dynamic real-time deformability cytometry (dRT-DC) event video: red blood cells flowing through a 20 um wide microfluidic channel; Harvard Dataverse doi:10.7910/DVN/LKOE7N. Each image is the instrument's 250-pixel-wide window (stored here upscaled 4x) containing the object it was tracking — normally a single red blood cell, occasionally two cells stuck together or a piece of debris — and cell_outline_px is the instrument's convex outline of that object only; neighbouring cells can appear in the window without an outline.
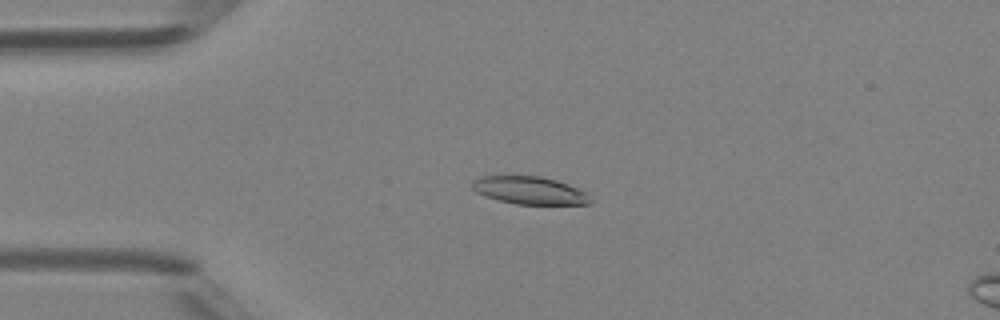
{"species": "Egyptian fruit bat (a non-hibernating species)", "species_latin": "Rousettus aegyptiacus", "temperature_condition": "room temperature", "stored_images_in_passage": 46, "camera_frame_rate_fps": 3000, "um_per_image_px": 0.085, "animal": {"sex": "female"}, "frame": {"image": 1, "passage_image": 10, "time_ms": 3.0, "image_size_px": [1000, 320], "cell_outline_px": [[592, 204], [516, 204], [484, 196], [476, 192], [472, 188], [472, 180], [480, 176], [540, 176], [556, 180], [568, 184], [588, 192], [592, 200]], "centroid_in_image_um": [45.04, 16.18], "position_along_channel_um": 40.0, "area_um2": 19.19}}
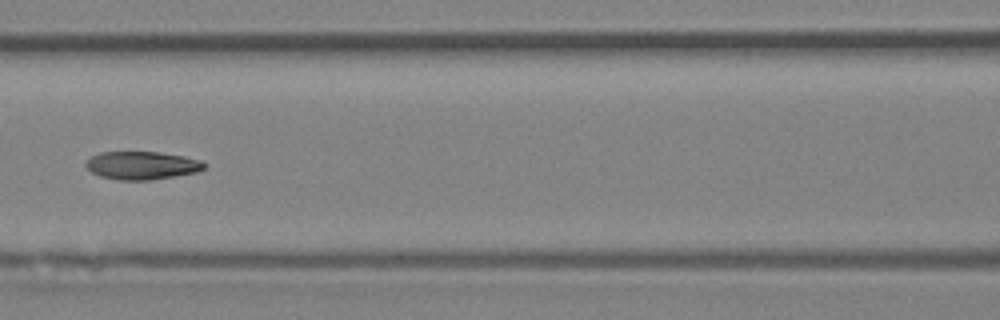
{"frame": {"image": 2, "passage_image": 20, "time_ms": 6.333, "image_size_px": [1000, 320], "cell_outline_px": [[208, 164], [204, 168], [196, 172], [152, 180], [116, 180], [100, 176], [92, 172], [84, 164], [92, 156], [100, 152], [160, 152], [184, 156], [200, 160]], "centroid_in_image_um": [12.07, 14.06], "position_along_channel_um": 154.5, "area_um2": 19.36}}
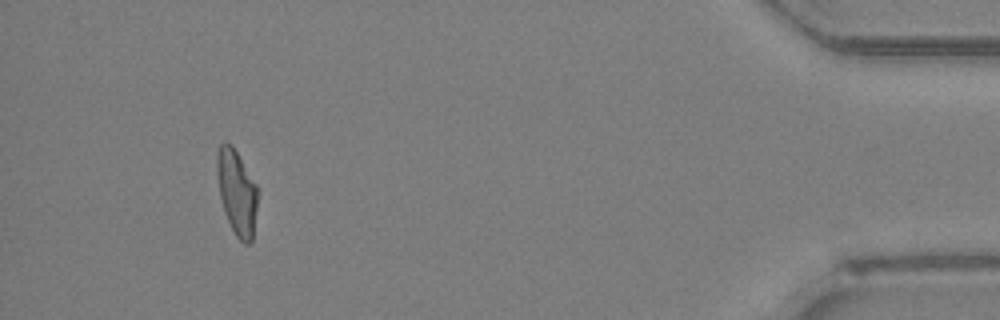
{"frame": {"image": 3, "passage_image": 43, "time_ms": 14.0, "image_size_px": [1000, 320], "cell_outline_px": [[256, 208], [252, 240], [248, 244], [244, 244], [236, 236], [224, 212], [220, 196], [216, 172], [216, 160], [220, 144], [224, 140], [232, 144], [256, 184]], "centroid_in_image_um": [20.1, 16.31], "position_along_channel_um": 415.1, "area_um2": 19.88}, "authors_computed_cell_mechanics": {"area_um2": 19.9988, "velocity_mm_per_s": 4.2968, "shape_relaxation_time_tau1_ms": 5.2826, "shape_relaxation_time_tau2_ms": 1.3919, "deformation_change_tau1": 0.2045, "deformation_change_tau2": 0.0742}}